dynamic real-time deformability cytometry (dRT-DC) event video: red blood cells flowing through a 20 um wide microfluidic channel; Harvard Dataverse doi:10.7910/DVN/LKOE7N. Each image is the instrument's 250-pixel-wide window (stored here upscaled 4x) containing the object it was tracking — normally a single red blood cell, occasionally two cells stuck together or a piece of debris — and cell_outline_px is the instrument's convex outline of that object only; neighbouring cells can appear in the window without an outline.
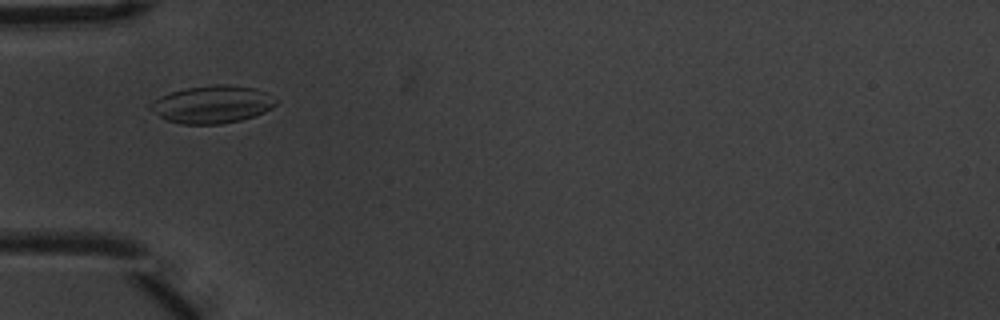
{"species": "common noctule bat (a hibernating species)", "species_latin": "Nyctalus noctula", "temperature_condition": "warm", "stored_images_in_passage": 7, "camera_frame_rate_fps": 3000, "um_per_image_px": 0.085, "animal": {"sex": "male", "body_mass_g": 20.1, "forearm_length_mm": 53.5}, "frame": {"image": 1, "passage_image": 3, "time_ms": 0.667, "image_size_px": [1000, 320], "cell_outline_px": [[280, 100], [272, 108], [264, 112], [240, 120], [220, 124], [180, 124], [164, 120], [148, 108], [148, 104], [152, 100], [160, 96], [184, 88], [216, 84], [228, 84], [256, 88], [268, 92]], "centroid_in_image_um": [18.04, 8.86], "position_along_channel_um": 67.0, "area_um2": 27.98}}
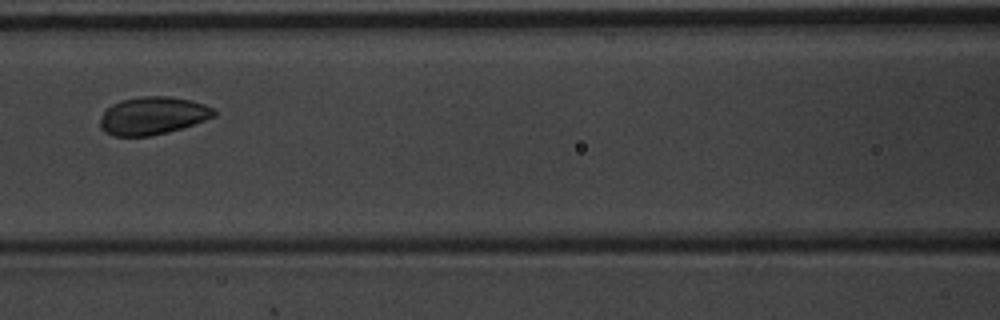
{"frame": {"image": 2, "passage_image": 5, "time_ms": 1.333, "image_size_px": [1000, 320], "cell_outline_px": [[216, 116], [168, 132], [148, 136], [112, 136], [104, 132], [100, 128], [100, 120], [104, 112], [112, 104], [120, 100], [140, 96], [168, 96], [192, 100], [204, 104], [212, 108], [216, 112]], "centroid_in_image_um": [12.96, 9.83], "position_along_channel_um": 153.6, "area_um2": 25.03}}
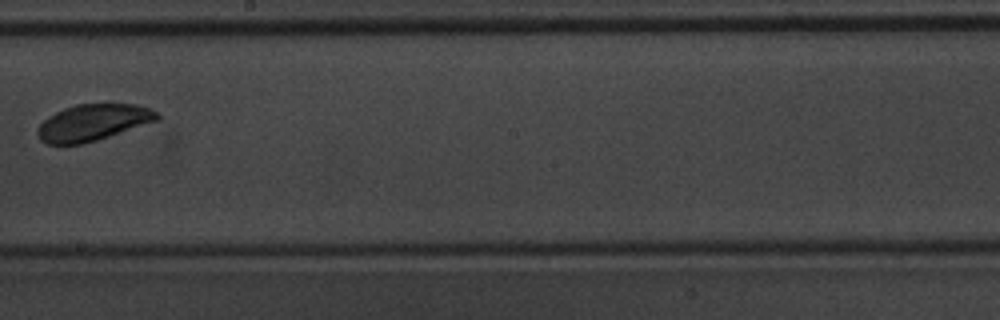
{"frame": {"image": 3, "passage_image": 7, "time_ms": 2.0, "image_size_px": [1000, 320], "cell_outline_px": [[160, 116], [156, 120], [96, 140], [80, 144], [48, 144], [40, 140], [36, 132], [36, 128], [48, 116], [64, 108], [76, 104], [136, 104], [148, 108], [156, 112]], "centroid_in_image_um": [7.83, 10.41], "position_along_channel_um": 240.4, "area_um2": 24.97}}